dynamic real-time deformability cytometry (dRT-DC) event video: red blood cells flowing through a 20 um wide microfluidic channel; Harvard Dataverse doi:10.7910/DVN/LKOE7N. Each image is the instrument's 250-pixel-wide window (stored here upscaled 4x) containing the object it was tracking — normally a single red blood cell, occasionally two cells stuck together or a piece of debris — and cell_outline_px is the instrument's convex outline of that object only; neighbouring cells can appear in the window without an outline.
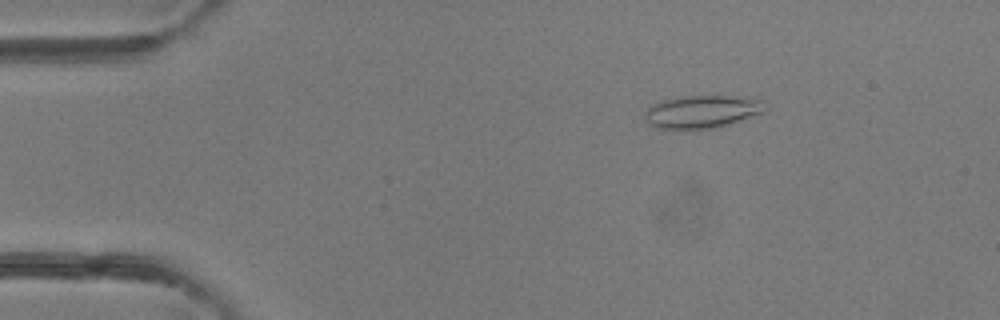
{"species": "common noctule bat (a hibernating species)", "species_latin": "Nyctalus noctula", "temperature_condition": "room temperature", "stored_images_in_passage": 5, "camera_frame_rate_fps": 3000, "um_per_image_px": 0.085, "animal": {"sex": "female"}, "frame": {"image": 1, "passage_image": 3, "time_ms": 2.0, "image_size_px": [1000, 320], "cell_outline_px": [[768, 108], [764, 112], [716, 128], [652, 128], [644, 120], [644, 116], [648, 108], [652, 104], [660, 100], [684, 96], [752, 96], [768, 104]], "centroid_in_image_um": [59.7, 9.47], "position_along_channel_um": 25.3, "area_um2": 23.24}}